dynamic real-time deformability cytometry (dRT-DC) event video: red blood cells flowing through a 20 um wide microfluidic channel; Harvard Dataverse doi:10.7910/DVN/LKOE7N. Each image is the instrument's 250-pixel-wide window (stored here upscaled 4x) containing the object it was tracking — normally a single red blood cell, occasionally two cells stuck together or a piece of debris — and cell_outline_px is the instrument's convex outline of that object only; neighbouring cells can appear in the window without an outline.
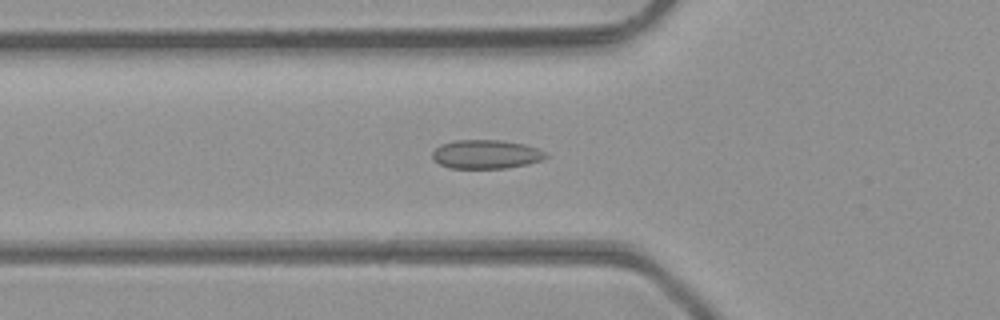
{"species": "common noctule bat (a hibernating species)", "species_latin": "Nyctalus noctula", "temperature_condition": "room temperature", "stored_images_in_passage": 48, "camera_frame_rate_fps": 3000, "um_per_image_px": 0.085, "animal": {"sex": "male", "body_mass_g": 23.1, "forearm_length_mm": 52.7}, "frame": {"image": 1, "passage_image": 17, "time_ms": 5.333, "image_size_px": [1000, 320], "cell_outline_px": [[548, 156], [540, 160], [528, 164], [508, 168], [448, 168], [440, 164], [432, 156], [432, 152], [440, 144], [456, 140], [500, 140], [524, 144], [536, 148], [544, 152]], "centroid_in_image_um": [41.29, 13.11], "position_along_channel_um": 84.5, "area_um2": 18.96}}
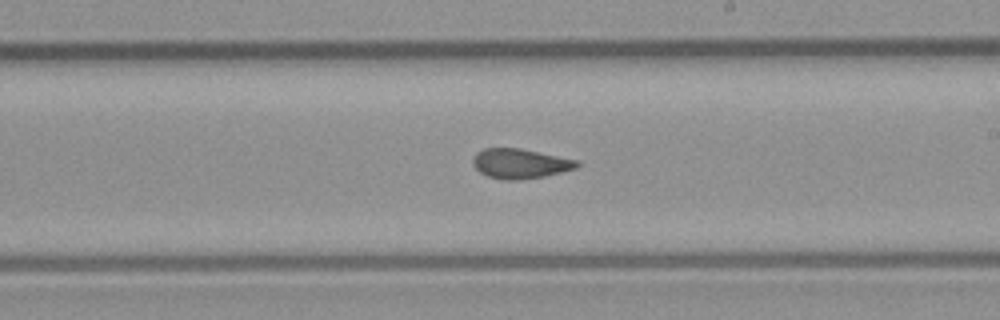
{"frame": {"image": 2, "passage_image": 28, "time_ms": 9.0, "image_size_px": [1000, 320], "cell_outline_px": [[580, 164], [576, 168], [544, 176], [520, 180], [508, 180], [488, 176], [480, 172], [472, 164], [472, 160], [476, 152], [484, 148], [520, 148], [580, 160]], "centroid_in_image_um": [44.22, 13.89], "position_along_channel_um": 244.8, "area_um2": 18.09}}
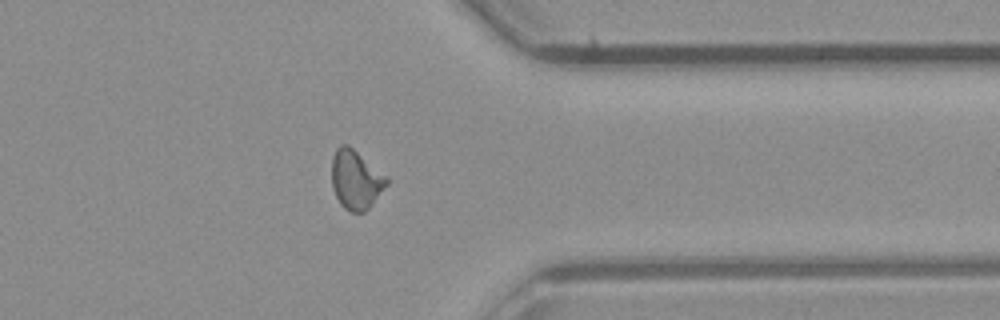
{"frame": {"image": 3, "passage_image": 38, "time_ms": 12.333, "image_size_px": [1000, 320], "cell_outline_px": [[388, 184], [368, 208], [364, 212], [352, 212], [344, 208], [340, 204], [332, 188], [332, 156], [336, 148], [340, 144], [348, 144], [388, 176]], "centroid_in_image_um": [30.24, 15.24], "position_along_channel_um": 381.2, "area_um2": 19.02}, "authors_computed_cell_mechanics": {"area_um2": 18.6983, "velocity_mm_per_s": 4.3348, "shape_relaxation_time_tau1_ms": null, "shape_relaxation_time_tau2_ms": 1.6069, "deformation_change_tau1": null, "deformation_change_tau2": 0.0678}}